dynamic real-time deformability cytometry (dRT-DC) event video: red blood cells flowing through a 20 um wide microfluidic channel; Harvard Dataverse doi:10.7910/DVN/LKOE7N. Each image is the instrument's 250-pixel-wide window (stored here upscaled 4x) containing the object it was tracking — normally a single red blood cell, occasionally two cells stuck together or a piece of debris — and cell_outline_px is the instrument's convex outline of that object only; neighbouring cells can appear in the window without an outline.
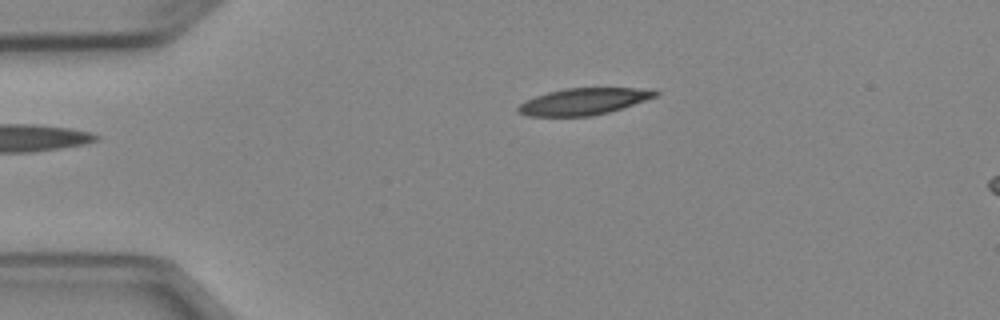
{"species": "Egyptian fruit bat (a non-hibernating species)", "species_latin": "Rousettus aegyptiacus", "temperature_condition": "cold", "stored_images_in_passage": 3, "segment_of_instrument_passage": [1, 2], "camera_frame_rate_fps": 3000, "um_per_image_px": 0.085, "animal": {"sex": "female"}, "frame": {"image": 1, "passage_image": 1, "time_ms": 0.0, "image_size_px": [1000, 320], "cell_outline_px": [[660, 92], [656, 96], [608, 112], [592, 116], [528, 116], [516, 112], [516, 108], [524, 100], [548, 92], [564, 88], [652, 88]], "centroid_in_image_um": [49.57, 8.62], "position_along_channel_um": 35.4, "area_um2": 21.27}}